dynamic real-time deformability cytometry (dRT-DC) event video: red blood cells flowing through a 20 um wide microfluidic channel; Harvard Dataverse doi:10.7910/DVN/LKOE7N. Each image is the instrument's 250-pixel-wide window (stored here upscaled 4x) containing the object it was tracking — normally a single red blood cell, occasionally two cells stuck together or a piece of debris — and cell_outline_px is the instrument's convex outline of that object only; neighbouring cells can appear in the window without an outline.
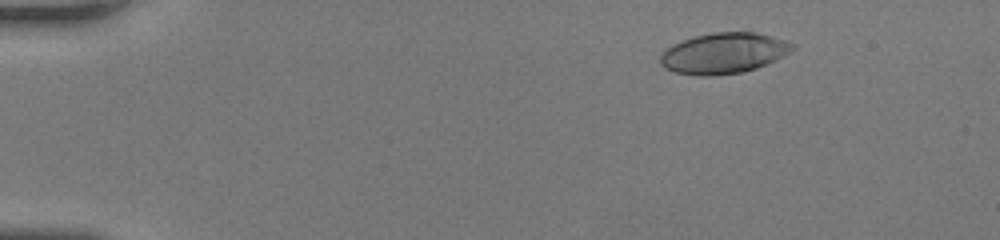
{"species": "human", "species_latin": "Homo sapiens", "temperature_condition": "room temperature", "stored_images_in_passage": 43, "camera_frame_rate_fps": 3000, "um_per_image_px": 0.085, "donor": {"sex": "female"}, "frame": {"image": 1, "passage_image": 1, "time_ms": 0.0, "image_size_px": [1000, 240], "cell_outline_px": [[796, 48], [792, 52], [776, 60], [756, 68], [744, 72], [712, 76], [700, 76], [676, 72], [664, 68], [660, 64], [660, 52], [672, 44], [696, 36], [716, 32], [756, 32], [772, 36], [796, 44]], "centroid_in_image_um": [61.53, 4.53], "position_along_channel_um": 23.5, "area_um2": 31.62}}
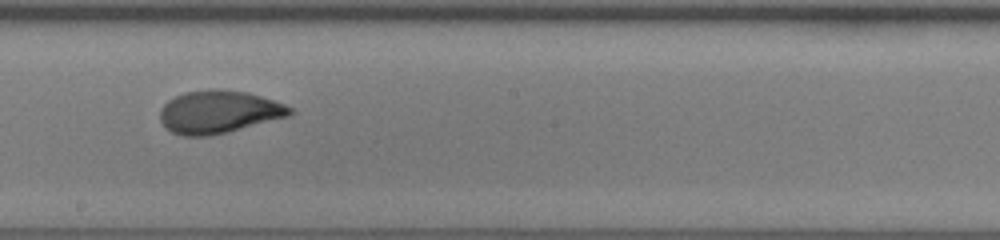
{"frame": {"image": 2, "passage_image": 23, "time_ms": 7.333, "image_size_px": [1000, 240], "cell_outline_px": [[296, 112], [292, 116], [228, 132], [208, 136], [180, 136], [164, 128], [160, 120], [160, 108], [168, 100], [184, 92], [212, 88], [248, 92], [284, 104], [292, 108]], "centroid_in_image_um": [18.6, 9.52], "position_along_channel_um": 229.6, "area_um2": 32.83}}
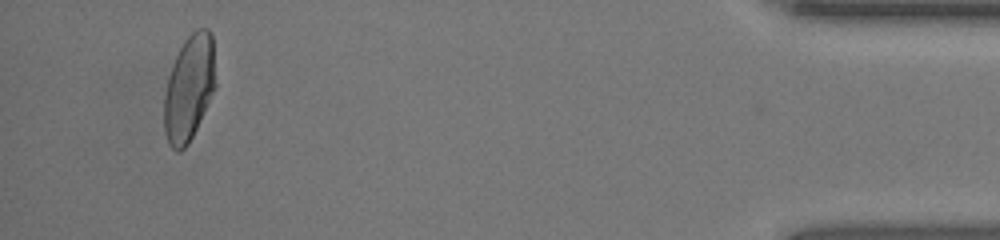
{"frame": {"image": 3, "passage_image": 41, "time_ms": 13.333, "image_size_px": [1000, 240], "cell_outline_px": [[216, 88], [188, 144], [180, 152], [176, 152], [168, 144], [164, 132], [164, 96], [168, 76], [176, 56], [184, 40], [196, 28], [208, 28], [212, 32], [216, 84]], "centroid_in_image_um": [16.08, 7.48], "position_along_channel_um": 419.1, "area_um2": 31.96}, "authors_computed_cell_mechanics": {"area_um2": 32.0212, "velocity_mm_per_s": 4.2837, "shape_relaxation_time_tau1_ms": 4.0656, "shape_relaxation_time_tau2_ms": 0.9391, "deformation_change_tau1": 0.1725, "deformation_change_tau2": 0.0618}}